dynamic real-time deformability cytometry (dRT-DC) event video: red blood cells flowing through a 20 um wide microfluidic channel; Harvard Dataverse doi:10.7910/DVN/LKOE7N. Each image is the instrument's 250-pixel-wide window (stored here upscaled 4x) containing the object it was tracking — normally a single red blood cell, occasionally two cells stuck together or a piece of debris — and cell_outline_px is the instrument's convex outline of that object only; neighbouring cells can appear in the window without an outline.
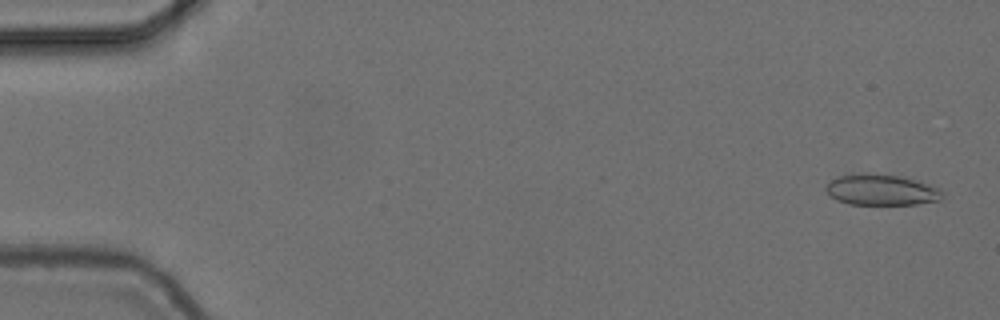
{"species": "common noctule bat (a hibernating species)", "species_latin": "Nyctalus noctula", "temperature_condition": "cold", "stored_images_in_passage": 29, "camera_frame_rate_fps": 3000, "um_per_image_px": 0.085, "animal": {"sex": "female", "body_mass_g": 24.6, "forearm_length_mm": 56.2}, "frame": {"image": 1, "passage_image": 2, "time_ms": 0.333, "image_size_px": [1000, 320], "cell_outline_px": [[944, 192], [940, 200], [916, 204], [848, 204], [836, 200], [824, 188], [832, 180], [840, 176], [852, 172], [860, 172], [904, 176], [940, 188]], "centroid_in_image_um": [74.92, 16.12], "position_along_channel_um": 10.1, "area_um2": 21.15}}
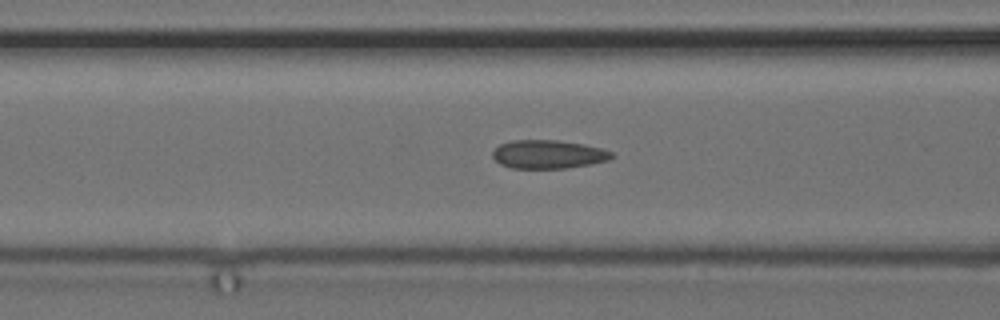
{"frame": {"image": 2, "passage_image": 22, "time_ms": 7.0, "image_size_px": [1000, 320], "cell_outline_px": [[616, 156], [608, 160], [588, 164], [564, 168], [512, 168], [500, 164], [492, 156], [492, 152], [500, 144], [512, 140], [556, 140], [584, 144], [600, 148], [612, 152]], "centroid_in_image_um": [46.59, 13.11], "position_along_channel_um": 120.0, "area_um2": 19.65}}
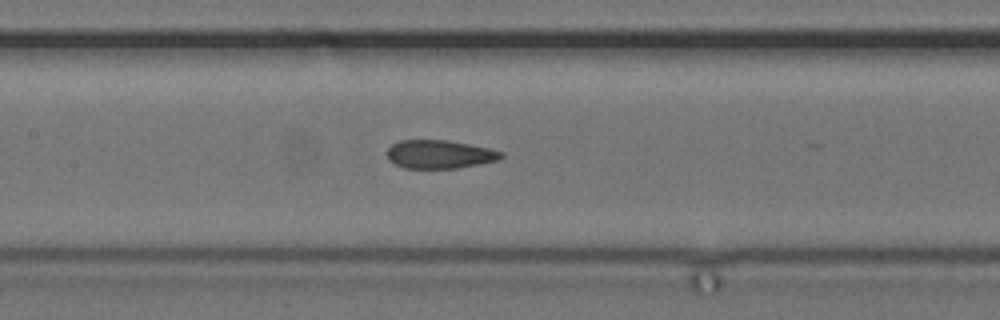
{"frame": {"image": 3, "passage_image": 26, "time_ms": 8.333, "image_size_px": [1000, 320], "cell_outline_px": [[504, 156], [500, 160], [480, 164], [456, 168], [404, 168], [388, 160], [388, 148], [392, 144], [400, 140], [448, 140], [488, 148], [504, 152]], "centroid_in_image_um": [37.39, 13.11], "position_along_channel_um": 170.0, "area_um2": 18.9}}